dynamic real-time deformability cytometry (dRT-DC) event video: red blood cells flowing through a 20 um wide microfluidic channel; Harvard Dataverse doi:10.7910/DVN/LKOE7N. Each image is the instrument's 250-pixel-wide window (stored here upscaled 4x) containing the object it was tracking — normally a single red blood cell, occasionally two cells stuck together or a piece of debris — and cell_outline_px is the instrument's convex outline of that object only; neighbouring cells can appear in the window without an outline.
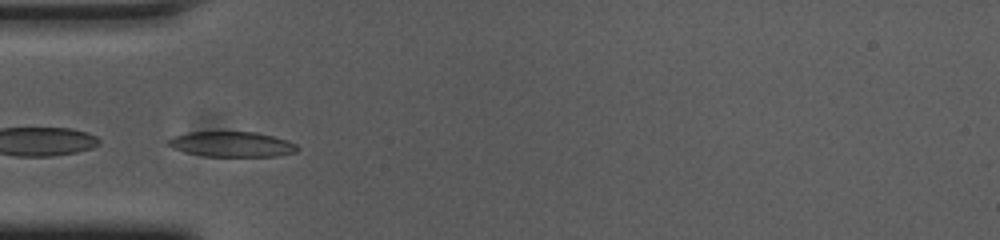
{"species": "common noctule bat (a hibernating species)", "species_latin": "Nyctalus noctula", "temperature_condition": "cold", "stored_images_in_passage": 37, "camera_frame_rate_fps": 3000, "um_per_image_px": 0.085, "animal": {"sex": "female", "body_mass_g": 23.0, "forearm_length_mm": 53.4}, "frame": {"image": 1, "passage_image": 8, "time_ms": 2.333, "image_size_px": [1000, 240], "cell_outline_px": [[300, 148], [296, 152], [276, 156], [204, 156], [184, 152], [172, 148], [164, 144], [164, 140], [172, 136], [188, 132], [256, 132], [288, 140], [296, 144]], "centroid_in_image_um": [19.64, 12.26], "position_along_channel_um": 65.4, "area_um2": 19.25}}
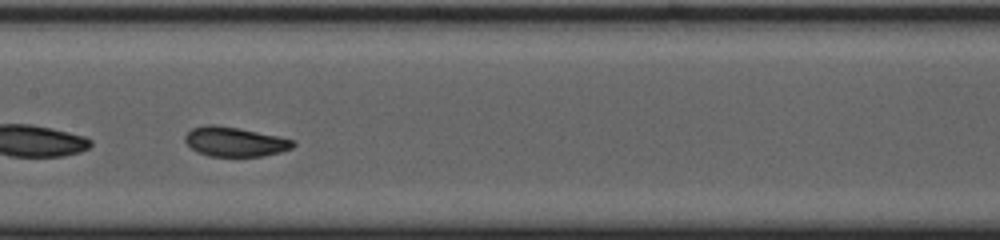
{"frame": {"image": 2, "passage_image": 18, "time_ms": 5.667, "image_size_px": [1000, 240], "cell_outline_px": [[296, 144], [292, 148], [280, 152], [260, 156], [208, 156], [196, 152], [184, 140], [184, 136], [192, 128], [208, 124], [212, 124], [236, 128], [296, 140]], "centroid_in_image_um": [19.94, 12.05], "position_along_channel_um": 187.5, "area_um2": 18.38}}
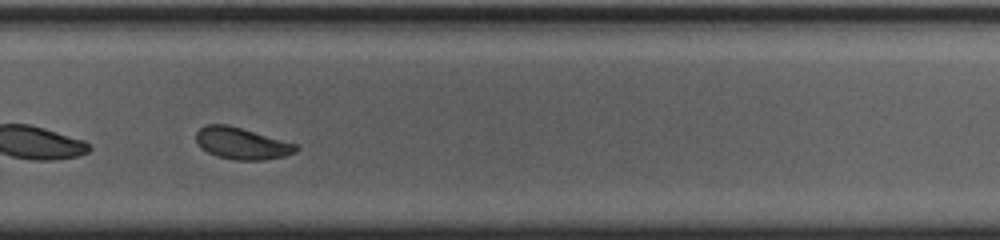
{"frame": {"image": 3, "passage_image": 28, "time_ms": 9.0, "image_size_px": [1000, 240], "cell_outline_px": [[300, 148], [296, 152], [284, 156], [264, 160], [236, 160], [216, 156], [208, 152], [196, 140], [196, 132], [204, 124], [228, 124], [296, 144]], "centroid_in_image_um": [20.55, 12.18], "position_along_channel_um": 309.2, "area_um2": 18.32}, "authors_computed_cell_mechanics": {"area_um2": 18.9584, "velocity_mm_per_s": 3.6697, "shape_relaxation_time_tau1_ms": 5.7559, "shape_relaxation_time_tau2_ms": 1.5728, "deformation_change_tau1": 0.1562, "deformation_change_tau2": 0.0617}}